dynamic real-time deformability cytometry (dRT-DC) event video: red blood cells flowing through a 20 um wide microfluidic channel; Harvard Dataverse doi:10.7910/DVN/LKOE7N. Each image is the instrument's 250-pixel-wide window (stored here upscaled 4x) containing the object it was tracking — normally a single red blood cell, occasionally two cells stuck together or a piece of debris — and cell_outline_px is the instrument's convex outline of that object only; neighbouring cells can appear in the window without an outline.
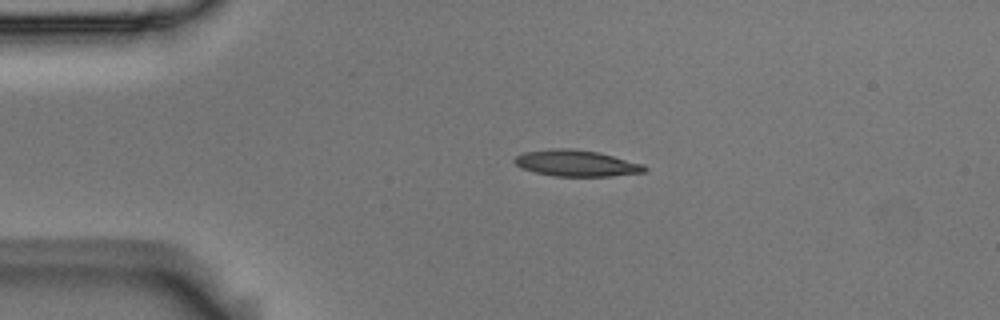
{"species": "Egyptian fruit bat (a non-hibernating species)", "species_latin": "Rousettus aegyptiacus", "temperature_condition": "room temperature", "stored_images_in_passage": 4, "camera_frame_rate_fps": 3000, "um_per_image_px": 0.085, "animal": {"sex": "male"}, "frame": {"image": 1, "passage_image": 3, "time_ms": 0.667, "image_size_px": [1000, 320], "cell_outline_px": [[648, 168], [644, 172], [612, 176], [556, 176], [536, 172], [520, 168], [512, 160], [516, 156], [524, 152], [552, 148], [572, 148], [600, 152], [644, 164]], "centroid_in_image_um": [49.0, 13.86], "position_along_channel_um": 36.0, "area_um2": 20.06}}